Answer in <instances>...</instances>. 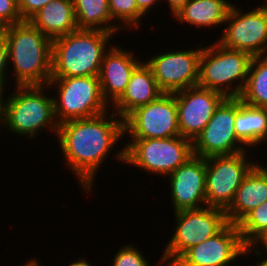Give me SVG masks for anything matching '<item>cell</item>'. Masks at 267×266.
Masks as SVG:
<instances>
[{"mask_svg": "<svg viewBox=\"0 0 267 266\" xmlns=\"http://www.w3.org/2000/svg\"><path fill=\"white\" fill-rule=\"evenodd\" d=\"M8 45L6 40L0 38V86L5 85L9 76ZM8 69V70H7ZM8 72V73H7Z\"/></svg>", "mask_w": 267, "mask_h": 266, "instance_id": "obj_30", "label": "cell"}, {"mask_svg": "<svg viewBox=\"0 0 267 266\" xmlns=\"http://www.w3.org/2000/svg\"><path fill=\"white\" fill-rule=\"evenodd\" d=\"M47 85L50 93L57 88L53 102L58 124L92 118L111 110L103 98L98 76L51 77Z\"/></svg>", "mask_w": 267, "mask_h": 266, "instance_id": "obj_7", "label": "cell"}, {"mask_svg": "<svg viewBox=\"0 0 267 266\" xmlns=\"http://www.w3.org/2000/svg\"><path fill=\"white\" fill-rule=\"evenodd\" d=\"M234 129L247 148L267 144V108L247 105L235 97Z\"/></svg>", "mask_w": 267, "mask_h": 266, "instance_id": "obj_21", "label": "cell"}, {"mask_svg": "<svg viewBox=\"0 0 267 266\" xmlns=\"http://www.w3.org/2000/svg\"><path fill=\"white\" fill-rule=\"evenodd\" d=\"M48 88L47 84L14 86V93H8L4 128L25 139L36 140V136L46 130H51L56 137L59 124Z\"/></svg>", "mask_w": 267, "mask_h": 266, "instance_id": "obj_4", "label": "cell"}, {"mask_svg": "<svg viewBox=\"0 0 267 266\" xmlns=\"http://www.w3.org/2000/svg\"><path fill=\"white\" fill-rule=\"evenodd\" d=\"M162 0H136L138 9L146 16L154 9L155 4H159ZM153 7V9H152Z\"/></svg>", "mask_w": 267, "mask_h": 266, "instance_id": "obj_32", "label": "cell"}, {"mask_svg": "<svg viewBox=\"0 0 267 266\" xmlns=\"http://www.w3.org/2000/svg\"><path fill=\"white\" fill-rule=\"evenodd\" d=\"M108 2L111 18L117 21L122 30L140 29V22L146 16L138 9L136 0H108Z\"/></svg>", "mask_w": 267, "mask_h": 266, "instance_id": "obj_26", "label": "cell"}, {"mask_svg": "<svg viewBox=\"0 0 267 266\" xmlns=\"http://www.w3.org/2000/svg\"><path fill=\"white\" fill-rule=\"evenodd\" d=\"M261 246V249H260ZM253 248L260 253L267 255V232L265 235L253 246Z\"/></svg>", "mask_w": 267, "mask_h": 266, "instance_id": "obj_34", "label": "cell"}, {"mask_svg": "<svg viewBox=\"0 0 267 266\" xmlns=\"http://www.w3.org/2000/svg\"><path fill=\"white\" fill-rule=\"evenodd\" d=\"M163 93L151 68L143 60L133 70L126 91L111 106V110L124 120L136 108L155 101Z\"/></svg>", "mask_w": 267, "mask_h": 266, "instance_id": "obj_19", "label": "cell"}, {"mask_svg": "<svg viewBox=\"0 0 267 266\" xmlns=\"http://www.w3.org/2000/svg\"><path fill=\"white\" fill-rule=\"evenodd\" d=\"M232 4L231 0H189L174 18L196 29L222 27Z\"/></svg>", "mask_w": 267, "mask_h": 266, "instance_id": "obj_22", "label": "cell"}, {"mask_svg": "<svg viewBox=\"0 0 267 266\" xmlns=\"http://www.w3.org/2000/svg\"><path fill=\"white\" fill-rule=\"evenodd\" d=\"M188 1L189 0H166L169 6L168 8L171 10V12H169L171 16L174 17L186 5Z\"/></svg>", "mask_w": 267, "mask_h": 266, "instance_id": "obj_33", "label": "cell"}, {"mask_svg": "<svg viewBox=\"0 0 267 266\" xmlns=\"http://www.w3.org/2000/svg\"><path fill=\"white\" fill-rule=\"evenodd\" d=\"M237 225L243 243L253 247L267 232V201L251 210Z\"/></svg>", "mask_w": 267, "mask_h": 266, "instance_id": "obj_25", "label": "cell"}, {"mask_svg": "<svg viewBox=\"0 0 267 266\" xmlns=\"http://www.w3.org/2000/svg\"><path fill=\"white\" fill-rule=\"evenodd\" d=\"M53 0H18V9L23 21H29L41 8Z\"/></svg>", "mask_w": 267, "mask_h": 266, "instance_id": "obj_29", "label": "cell"}, {"mask_svg": "<svg viewBox=\"0 0 267 266\" xmlns=\"http://www.w3.org/2000/svg\"><path fill=\"white\" fill-rule=\"evenodd\" d=\"M167 177L174 212L206 206V158L193 155Z\"/></svg>", "mask_w": 267, "mask_h": 266, "instance_id": "obj_16", "label": "cell"}, {"mask_svg": "<svg viewBox=\"0 0 267 266\" xmlns=\"http://www.w3.org/2000/svg\"><path fill=\"white\" fill-rule=\"evenodd\" d=\"M73 7L78 29L113 34L122 31L120 25L111 18L108 0H73Z\"/></svg>", "mask_w": 267, "mask_h": 266, "instance_id": "obj_23", "label": "cell"}, {"mask_svg": "<svg viewBox=\"0 0 267 266\" xmlns=\"http://www.w3.org/2000/svg\"><path fill=\"white\" fill-rule=\"evenodd\" d=\"M110 111L92 118L69 120L58 127L57 141L65 168L75 174L85 194L87 191L90 194L99 168L124 136V120Z\"/></svg>", "mask_w": 267, "mask_h": 266, "instance_id": "obj_1", "label": "cell"}, {"mask_svg": "<svg viewBox=\"0 0 267 266\" xmlns=\"http://www.w3.org/2000/svg\"><path fill=\"white\" fill-rule=\"evenodd\" d=\"M256 162L241 182L233 202L225 210L229 223L238 224L251 210L267 201V167L257 158Z\"/></svg>", "mask_w": 267, "mask_h": 266, "instance_id": "obj_18", "label": "cell"}, {"mask_svg": "<svg viewBox=\"0 0 267 266\" xmlns=\"http://www.w3.org/2000/svg\"><path fill=\"white\" fill-rule=\"evenodd\" d=\"M68 266H92L89 262L88 259L82 258L79 260H75L74 262H71Z\"/></svg>", "mask_w": 267, "mask_h": 266, "instance_id": "obj_36", "label": "cell"}, {"mask_svg": "<svg viewBox=\"0 0 267 266\" xmlns=\"http://www.w3.org/2000/svg\"><path fill=\"white\" fill-rule=\"evenodd\" d=\"M203 44L197 86L217 91L225 97H240L253 56L244 51L225 48L217 41L209 46Z\"/></svg>", "mask_w": 267, "mask_h": 266, "instance_id": "obj_5", "label": "cell"}, {"mask_svg": "<svg viewBox=\"0 0 267 266\" xmlns=\"http://www.w3.org/2000/svg\"><path fill=\"white\" fill-rule=\"evenodd\" d=\"M9 68L15 86L46 85L52 74V40L30 21L6 26Z\"/></svg>", "mask_w": 267, "mask_h": 266, "instance_id": "obj_2", "label": "cell"}, {"mask_svg": "<svg viewBox=\"0 0 267 266\" xmlns=\"http://www.w3.org/2000/svg\"><path fill=\"white\" fill-rule=\"evenodd\" d=\"M22 266H41L40 261H38L36 258H31L24 263Z\"/></svg>", "mask_w": 267, "mask_h": 266, "instance_id": "obj_37", "label": "cell"}, {"mask_svg": "<svg viewBox=\"0 0 267 266\" xmlns=\"http://www.w3.org/2000/svg\"><path fill=\"white\" fill-rule=\"evenodd\" d=\"M6 85H1L0 86V128L2 126V128H4V124H5V115H6V107H7V99L8 96H5L4 98V92L6 89L5 88Z\"/></svg>", "mask_w": 267, "mask_h": 266, "instance_id": "obj_31", "label": "cell"}, {"mask_svg": "<svg viewBox=\"0 0 267 266\" xmlns=\"http://www.w3.org/2000/svg\"><path fill=\"white\" fill-rule=\"evenodd\" d=\"M235 97H226L202 132L192 142L193 155H234L249 149L237 138L235 129Z\"/></svg>", "mask_w": 267, "mask_h": 266, "instance_id": "obj_12", "label": "cell"}, {"mask_svg": "<svg viewBox=\"0 0 267 266\" xmlns=\"http://www.w3.org/2000/svg\"><path fill=\"white\" fill-rule=\"evenodd\" d=\"M0 21L5 26L22 22L18 0H0Z\"/></svg>", "mask_w": 267, "mask_h": 266, "instance_id": "obj_28", "label": "cell"}, {"mask_svg": "<svg viewBox=\"0 0 267 266\" xmlns=\"http://www.w3.org/2000/svg\"><path fill=\"white\" fill-rule=\"evenodd\" d=\"M130 244L123 245L122 248L119 247L118 252L113 255L111 266H151L142 251Z\"/></svg>", "mask_w": 267, "mask_h": 266, "instance_id": "obj_27", "label": "cell"}, {"mask_svg": "<svg viewBox=\"0 0 267 266\" xmlns=\"http://www.w3.org/2000/svg\"><path fill=\"white\" fill-rule=\"evenodd\" d=\"M195 49L168 50L151 55L146 64L151 68L159 88L164 93H175L197 86L202 43ZM192 48V49H191Z\"/></svg>", "mask_w": 267, "mask_h": 266, "instance_id": "obj_13", "label": "cell"}, {"mask_svg": "<svg viewBox=\"0 0 267 266\" xmlns=\"http://www.w3.org/2000/svg\"><path fill=\"white\" fill-rule=\"evenodd\" d=\"M240 100L250 106L267 108V55L253 56Z\"/></svg>", "mask_w": 267, "mask_h": 266, "instance_id": "obj_24", "label": "cell"}, {"mask_svg": "<svg viewBox=\"0 0 267 266\" xmlns=\"http://www.w3.org/2000/svg\"><path fill=\"white\" fill-rule=\"evenodd\" d=\"M114 35L77 29L52 40L51 77L99 76L103 57Z\"/></svg>", "mask_w": 267, "mask_h": 266, "instance_id": "obj_3", "label": "cell"}, {"mask_svg": "<svg viewBox=\"0 0 267 266\" xmlns=\"http://www.w3.org/2000/svg\"><path fill=\"white\" fill-rule=\"evenodd\" d=\"M253 252L255 253L253 255L254 256L256 255V257H258V261H260V262H258V261L255 262L256 264L254 266H267V255L260 253L259 251L255 250L254 248H253ZM262 255H264V257ZM260 258L261 259L263 258L264 260L263 259L259 260Z\"/></svg>", "mask_w": 267, "mask_h": 266, "instance_id": "obj_35", "label": "cell"}, {"mask_svg": "<svg viewBox=\"0 0 267 266\" xmlns=\"http://www.w3.org/2000/svg\"><path fill=\"white\" fill-rule=\"evenodd\" d=\"M134 55L133 51L111 43L103 57L98 77L103 98L110 106L126 91L133 70L142 62Z\"/></svg>", "mask_w": 267, "mask_h": 266, "instance_id": "obj_17", "label": "cell"}, {"mask_svg": "<svg viewBox=\"0 0 267 266\" xmlns=\"http://www.w3.org/2000/svg\"><path fill=\"white\" fill-rule=\"evenodd\" d=\"M249 152L206 158V206L224 210L230 206L244 177L257 164L249 159Z\"/></svg>", "mask_w": 267, "mask_h": 266, "instance_id": "obj_9", "label": "cell"}, {"mask_svg": "<svg viewBox=\"0 0 267 266\" xmlns=\"http://www.w3.org/2000/svg\"><path fill=\"white\" fill-rule=\"evenodd\" d=\"M180 135L192 142L202 132L215 110L226 98L223 94L199 86L174 93Z\"/></svg>", "mask_w": 267, "mask_h": 266, "instance_id": "obj_15", "label": "cell"}, {"mask_svg": "<svg viewBox=\"0 0 267 266\" xmlns=\"http://www.w3.org/2000/svg\"><path fill=\"white\" fill-rule=\"evenodd\" d=\"M175 232L158 260L172 266L188 249L219 233L229 222L224 209L205 206L173 212ZM167 262V263H166Z\"/></svg>", "mask_w": 267, "mask_h": 266, "instance_id": "obj_8", "label": "cell"}, {"mask_svg": "<svg viewBox=\"0 0 267 266\" xmlns=\"http://www.w3.org/2000/svg\"><path fill=\"white\" fill-rule=\"evenodd\" d=\"M250 254L253 247L243 243L238 225L228 223L215 236L188 249L172 266H231Z\"/></svg>", "mask_w": 267, "mask_h": 266, "instance_id": "obj_14", "label": "cell"}, {"mask_svg": "<svg viewBox=\"0 0 267 266\" xmlns=\"http://www.w3.org/2000/svg\"><path fill=\"white\" fill-rule=\"evenodd\" d=\"M178 110L174 93L136 108L124 119V136L130 138H168L179 136Z\"/></svg>", "mask_w": 267, "mask_h": 266, "instance_id": "obj_11", "label": "cell"}, {"mask_svg": "<svg viewBox=\"0 0 267 266\" xmlns=\"http://www.w3.org/2000/svg\"><path fill=\"white\" fill-rule=\"evenodd\" d=\"M257 6L244 12L237 4H232L224 23L227 25L217 42L252 56L267 55V5Z\"/></svg>", "mask_w": 267, "mask_h": 266, "instance_id": "obj_10", "label": "cell"}, {"mask_svg": "<svg viewBox=\"0 0 267 266\" xmlns=\"http://www.w3.org/2000/svg\"><path fill=\"white\" fill-rule=\"evenodd\" d=\"M6 26L0 21V38H3Z\"/></svg>", "mask_w": 267, "mask_h": 266, "instance_id": "obj_38", "label": "cell"}, {"mask_svg": "<svg viewBox=\"0 0 267 266\" xmlns=\"http://www.w3.org/2000/svg\"><path fill=\"white\" fill-rule=\"evenodd\" d=\"M116 150L117 161L147 173L166 177L193 156L192 141L179 136L168 138H130ZM131 164V165H130Z\"/></svg>", "mask_w": 267, "mask_h": 266, "instance_id": "obj_6", "label": "cell"}, {"mask_svg": "<svg viewBox=\"0 0 267 266\" xmlns=\"http://www.w3.org/2000/svg\"><path fill=\"white\" fill-rule=\"evenodd\" d=\"M29 21L51 40L78 29L73 0H53L41 8Z\"/></svg>", "mask_w": 267, "mask_h": 266, "instance_id": "obj_20", "label": "cell"}]
</instances>
